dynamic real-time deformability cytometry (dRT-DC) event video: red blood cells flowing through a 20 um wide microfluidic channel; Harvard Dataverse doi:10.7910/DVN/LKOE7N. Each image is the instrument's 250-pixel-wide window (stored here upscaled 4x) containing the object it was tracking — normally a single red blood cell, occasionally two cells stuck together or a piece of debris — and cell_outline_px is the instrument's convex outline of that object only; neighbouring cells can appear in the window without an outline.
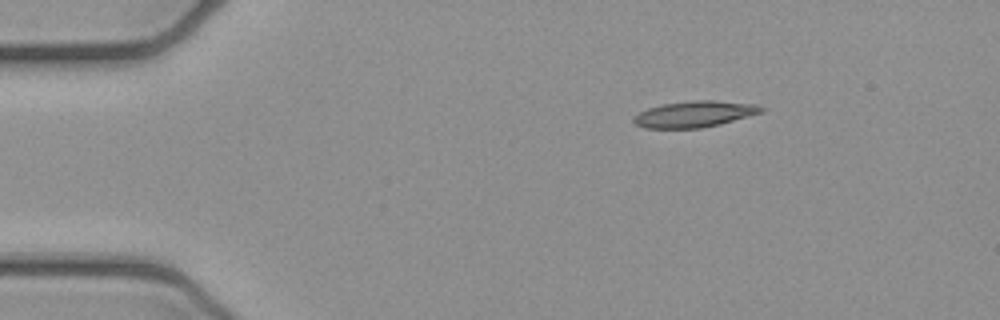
{"species": "common noctule bat (a hibernating species)", "species_latin": "Nyctalus noctula", "temperature_condition": "cold", "stored_images_in_passage": 3, "camera_frame_rate_fps": 3000, "um_per_image_px": 0.085, "animal": {"sex": "female", "body_mass_g": 21.9}, "frame": {"image": 1, "passage_image": 1, "time_ms": 0.0, "image_size_px": [1000, 320], "cell_outline_px": [[768, 108], [764, 112], [720, 124], [700, 128], [644, 128], [636, 124], [632, 120], [632, 116], [648, 108], [664, 104], [696, 100], [712, 100], [756, 104]], "centroid_in_image_um": [59.07, 9.7], "position_along_channel_um": 25.9, "area_um2": 19.54}}
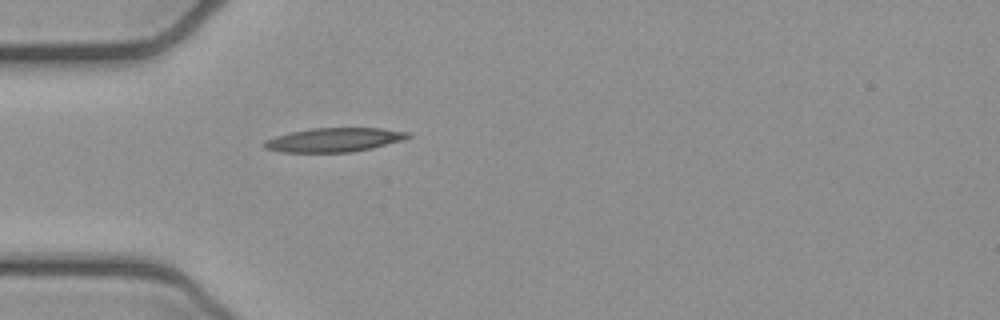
{"frame": {"image": 2, "passage_image": 3, "time_ms": 0.667, "image_size_px": [1000, 320], "cell_outline_px": [[412, 136], [400, 140], [372, 148], [352, 152], [280, 152], [264, 148], [264, 140], [276, 136], [292, 132], [312, 128], [380, 128], [408, 132]], "centroid_in_image_um": [28.37, 11.89], "position_along_channel_um": 56.6, "area_um2": 19.88}}